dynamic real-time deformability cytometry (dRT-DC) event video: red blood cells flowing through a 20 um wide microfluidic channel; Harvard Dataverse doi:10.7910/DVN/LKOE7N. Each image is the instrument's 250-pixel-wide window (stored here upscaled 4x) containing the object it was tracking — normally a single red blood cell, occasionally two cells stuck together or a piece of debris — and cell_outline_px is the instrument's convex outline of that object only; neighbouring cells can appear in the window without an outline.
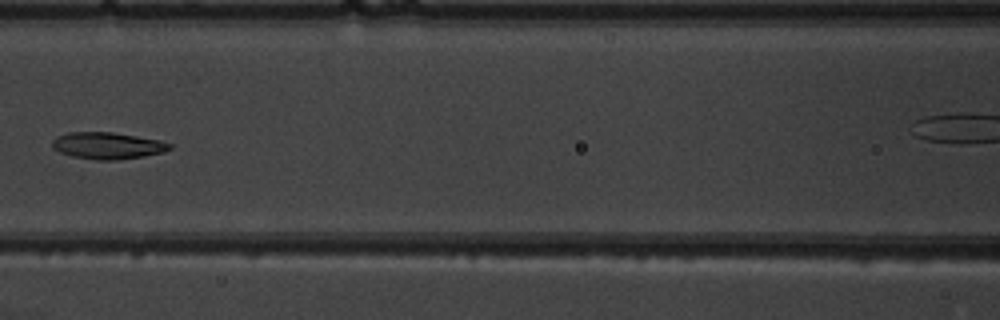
{"species": "common noctule bat (a hibernating species)", "species_latin": "Nyctalus noctula", "temperature_condition": "warm", "stored_images_in_passage": 9, "segment_of_instrument_passage": [1, 2], "camera_frame_rate_fps": 3000, "um_per_image_px": 0.085, "animal": {"sex": "male", "body_mass_g": 19.5, "forearm_length_mm": 54.6}, "frame": {"image": 1, "passage_image": 7, "time_ms": 8.0, "image_size_px": [1000, 320], "cell_outline_px": [[172, 148], [164, 152], [144, 156], [116, 160], [96, 160], [72, 156], [60, 152], [52, 148], [52, 140], [56, 136], [68, 132], [112, 132], [160, 140], [172, 144]], "centroid_in_image_um": [9.13, 12.38], "position_along_channel_um": 157.5, "area_um2": 18.38}}
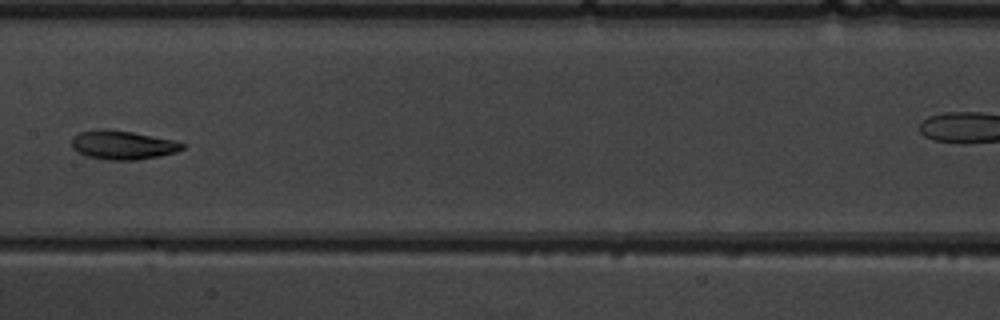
{"frame": {"image": 2, "passage_image": 8, "time_ms": 9.0, "image_size_px": [1000, 320], "cell_outline_px": [[188, 144], [184, 148], [176, 152], [160, 156], [136, 160], [108, 160], [88, 156], [76, 152], [72, 148], [72, 136], [80, 132], [100, 128], [108, 128], [132, 132], [176, 140]], "centroid_in_image_um": [10.44, 12.31], "position_along_channel_um": 197.0, "area_um2": 18.96}}